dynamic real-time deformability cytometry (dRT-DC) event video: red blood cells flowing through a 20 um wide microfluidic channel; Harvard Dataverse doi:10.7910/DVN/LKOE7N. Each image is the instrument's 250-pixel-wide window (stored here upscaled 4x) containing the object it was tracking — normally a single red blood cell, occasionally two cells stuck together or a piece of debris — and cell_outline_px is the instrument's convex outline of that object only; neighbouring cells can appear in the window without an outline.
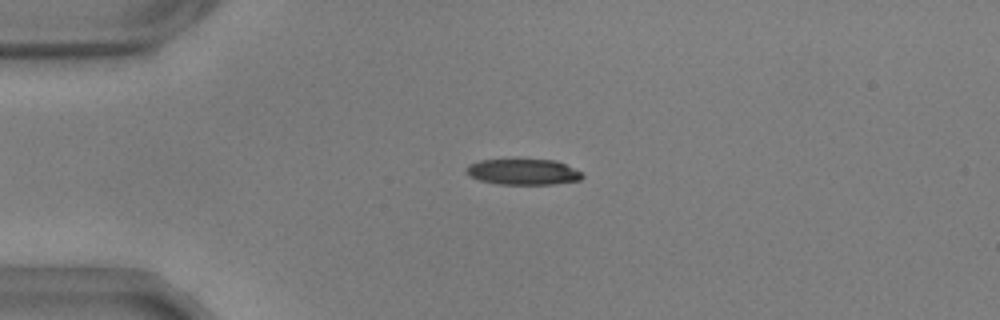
{"species": "common noctule bat (a hibernating species)", "species_latin": "Nyctalus noctula", "temperature_condition": "warm", "stored_images_in_passage": 55, "camera_frame_rate_fps": 3000, "um_per_image_px": 0.085, "animal": {"sex": "male", "body_mass_g": 17.9, "forearm_length_mm": 54.2}, "frame": {"image": 1, "passage_image": 13, "time_ms": 4.0, "image_size_px": [1000, 320], "cell_outline_px": [[584, 176], [580, 180], [552, 184], [496, 184], [480, 180], [472, 176], [468, 172], [468, 164], [480, 160], [556, 160], [584, 172]], "centroid_in_image_um": [44.54, 14.61], "position_along_channel_um": 40.5, "area_um2": 17.28}}
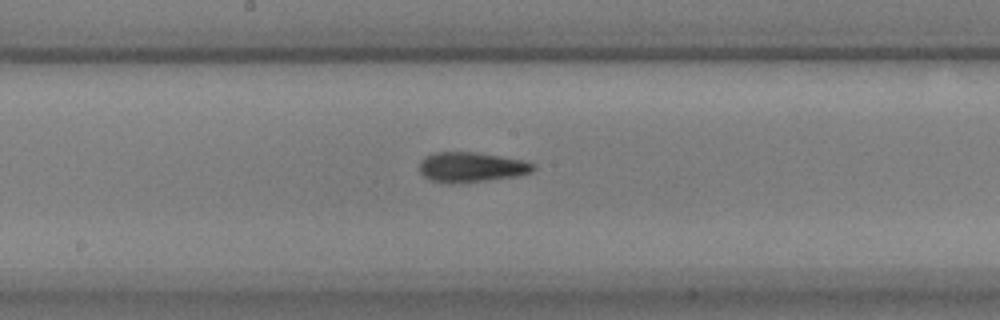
{"frame": {"image": 2, "passage_image": 29, "time_ms": 9.333, "image_size_px": [1000, 320], "cell_outline_px": [[536, 168], [532, 172], [520, 176], [460, 184], [444, 184], [432, 180], [424, 176], [420, 172], [420, 160], [424, 156], [432, 152], [476, 152], [528, 160], [536, 164]], "centroid_in_image_um": [40.11, 14.21], "position_along_channel_um": 208.1, "area_um2": 20.63}}
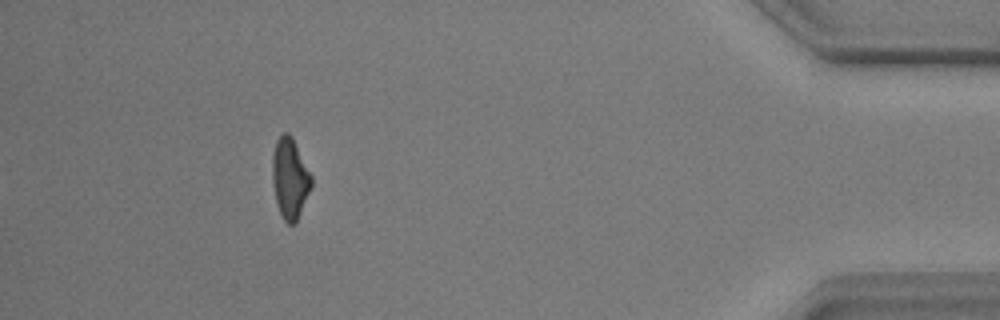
{"frame": {"image": 3, "passage_image": 50, "time_ms": 16.333, "image_size_px": [1000, 320], "cell_outline_px": [[312, 184], [296, 224], [288, 224], [284, 220], [276, 204], [272, 180], [272, 156], [276, 140], [284, 132], [288, 132], [292, 136], [312, 176]], "centroid_in_image_um": [24.63, 15.16], "position_along_channel_um": 410.6, "area_um2": 18.38}, "authors_computed_cell_mechanics": {"area_um2": 18.8428, "velocity_mm_per_s": 3.6651, "shape_relaxation_time_tau1_ms": 4.6362, "shape_relaxation_time_tau2_ms": 2.5269, "deformation_change_tau1": 0.1702, "deformation_change_tau2": 0.1028}}